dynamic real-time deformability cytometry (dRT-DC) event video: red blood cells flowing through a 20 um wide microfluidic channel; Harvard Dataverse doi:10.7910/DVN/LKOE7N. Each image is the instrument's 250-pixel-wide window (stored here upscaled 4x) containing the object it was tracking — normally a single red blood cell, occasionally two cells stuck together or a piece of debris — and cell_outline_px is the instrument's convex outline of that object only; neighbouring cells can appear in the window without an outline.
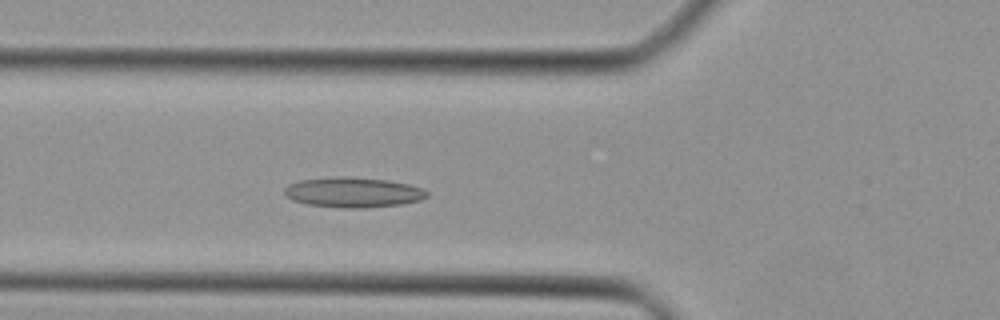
{"species": "Egyptian fruit bat (a non-hibernating species)", "species_latin": "Rousettus aegyptiacus", "temperature_condition": "cold", "stored_images_in_passage": 43, "camera_frame_rate_fps": 3000, "um_per_image_px": 0.085, "animal": {"sex": "female"}, "frame": {"image": 1, "passage_image": 13, "time_ms": 4.0, "image_size_px": [1000, 320], "cell_outline_px": [[428, 196], [420, 200], [400, 204], [356, 208], [348, 208], [308, 204], [292, 200], [284, 192], [284, 188], [288, 184], [296, 180], [340, 176], [348, 176], [388, 180], [408, 184], [424, 188], [428, 192]], "centroid_in_image_um": [30.01, 16.33], "position_along_channel_um": 95.8, "area_um2": 24.97}}
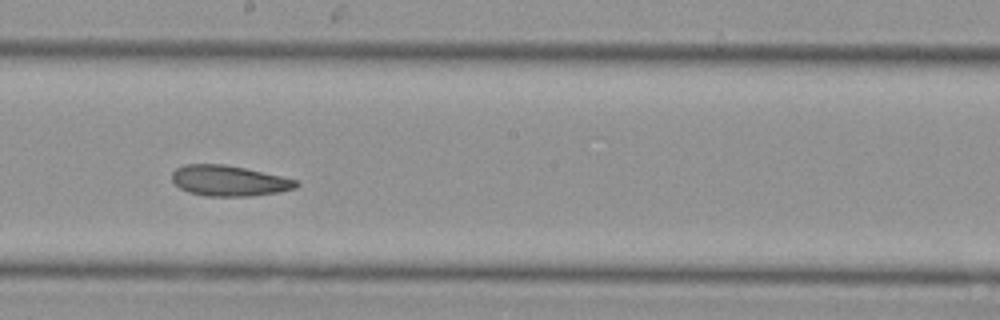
{"frame": {"image": 2, "passage_image": 22, "time_ms": 7.0, "image_size_px": [1000, 320], "cell_outline_px": [[300, 184], [296, 188], [280, 192], [252, 196], [204, 196], [188, 192], [180, 188], [172, 180], [172, 172], [176, 168], [184, 164], [224, 164], [244, 168], [280, 176], [296, 180]], "centroid_in_image_um": [19.45, 15.37], "position_along_channel_um": 228.8, "area_um2": 22.14}}
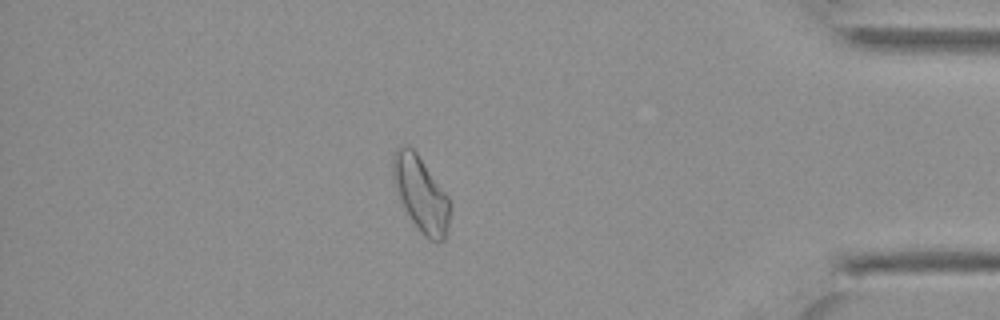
{"frame": {"image": 3, "passage_image": 36, "time_ms": 11.667, "image_size_px": [1000, 320], "cell_outline_px": [[452, 204], [448, 232], [444, 240], [428, 240], [424, 236], [412, 220], [404, 208], [400, 200], [392, 176], [392, 156], [396, 148], [404, 144], [408, 144], [416, 152], [448, 196]], "centroid_in_image_um": [35.79, 16.48], "position_along_channel_um": 399.4, "area_um2": 25.09}}